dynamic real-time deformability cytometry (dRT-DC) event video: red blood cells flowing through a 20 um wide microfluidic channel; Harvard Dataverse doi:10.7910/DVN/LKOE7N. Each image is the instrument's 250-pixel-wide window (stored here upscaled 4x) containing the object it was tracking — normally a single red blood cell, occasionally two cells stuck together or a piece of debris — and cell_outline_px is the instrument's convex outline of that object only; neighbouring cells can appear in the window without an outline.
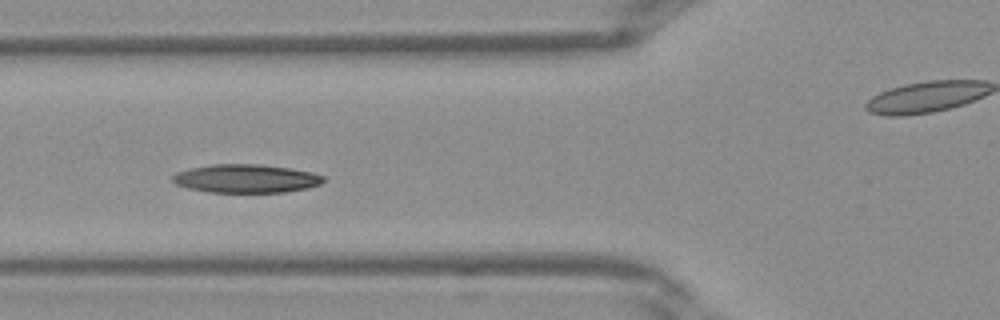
{"species": "Egyptian fruit bat (a non-hibernating species)", "species_latin": "Rousettus aegyptiacus", "temperature_condition": "warm", "stored_images_in_passage": 27, "camera_frame_rate_fps": 3000, "um_per_image_px": 0.085, "frame": {"image": 1, "passage_image": 9, "time_ms": 2.667, "image_size_px": [1000, 320], "cell_outline_px": [[324, 180], [320, 184], [308, 188], [284, 192], [208, 192], [188, 188], [176, 184], [172, 180], [172, 176], [176, 172], [188, 168], [212, 164], [260, 164], [288, 168], [312, 172], [324, 176]], "centroid_in_image_um": [20.89, 15.17], "position_along_channel_um": 104.9, "area_um2": 25.03}}
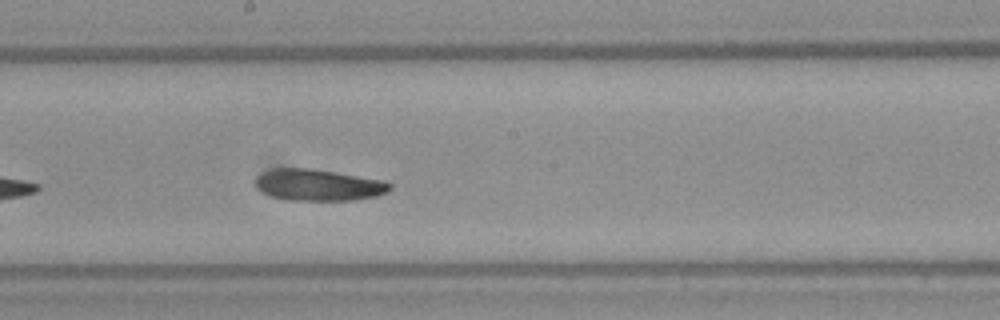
{"frame": {"image": 2, "passage_image": 16, "time_ms": 5.0, "image_size_px": [1000, 320], "cell_outline_px": [[392, 188], [388, 192], [376, 196], [352, 200], [288, 200], [272, 196], [264, 192], [256, 184], [256, 176], [272, 168], [308, 168], [336, 172], [384, 180], [392, 184]], "centroid_in_image_um": [27.11, 15.72], "position_along_channel_um": 221.1, "area_um2": 24.57}}
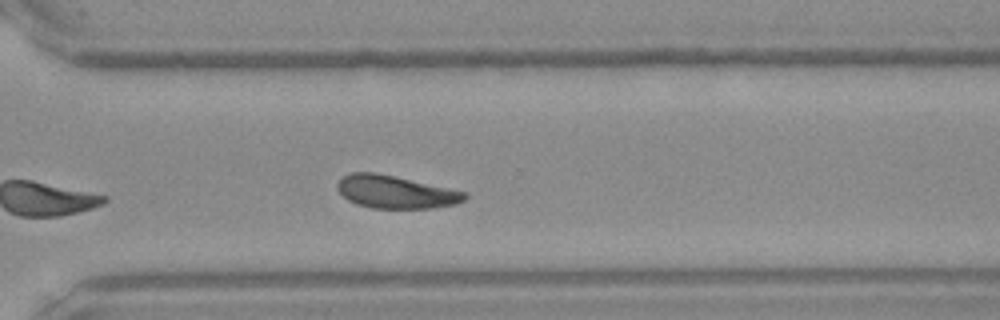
{"frame": {"image": 3, "passage_image": 23, "time_ms": 7.333, "image_size_px": [1000, 320], "cell_outline_px": [[468, 196], [464, 200], [456, 204], [432, 208], [372, 208], [356, 204], [348, 200], [336, 188], [336, 184], [344, 176], [352, 172], [376, 172], [468, 192]], "centroid_in_image_um": [33.63, 16.31], "position_along_channel_um": 337.0, "area_um2": 24.33}}